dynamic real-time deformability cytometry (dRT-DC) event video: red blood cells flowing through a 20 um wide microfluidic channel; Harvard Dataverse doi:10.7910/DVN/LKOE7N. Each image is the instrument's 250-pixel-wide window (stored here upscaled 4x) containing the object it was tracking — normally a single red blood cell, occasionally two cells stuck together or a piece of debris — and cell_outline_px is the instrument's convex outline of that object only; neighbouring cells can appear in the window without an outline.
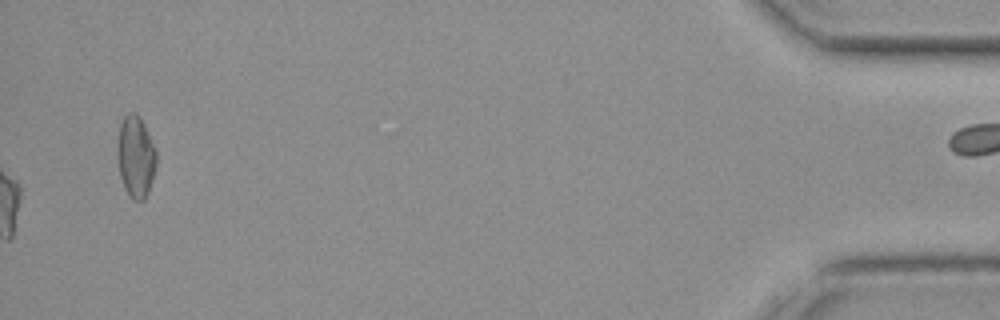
{"species": "common noctule bat (a hibernating species)", "species_latin": "Nyctalus noctula", "temperature_condition": "cold", "stored_images_in_passage": 51, "camera_frame_rate_fps": 3000, "um_per_image_px": 0.085, "animal": {"sex": "female", "body_mass_g": 19.3, "forearm_length_mm": 54.1}, "frame": {"image": 1, "passage_image": 51, "time_ms": 16.667, "image_size_px": [1000, 320], "cell_outline_px": [[156, 164], [152, 180], [148, 192], [144, 200], [132, 200], [124, 188], [120, 176], [116, 148], [120, 124], [124, 116], [128, 112], [132, 112], [140, 116], [156, 148]], "centroid_in_image_um": [11.53, 13.3], "position_along_channel_um": 423.7, "area_um2": 18.73}}